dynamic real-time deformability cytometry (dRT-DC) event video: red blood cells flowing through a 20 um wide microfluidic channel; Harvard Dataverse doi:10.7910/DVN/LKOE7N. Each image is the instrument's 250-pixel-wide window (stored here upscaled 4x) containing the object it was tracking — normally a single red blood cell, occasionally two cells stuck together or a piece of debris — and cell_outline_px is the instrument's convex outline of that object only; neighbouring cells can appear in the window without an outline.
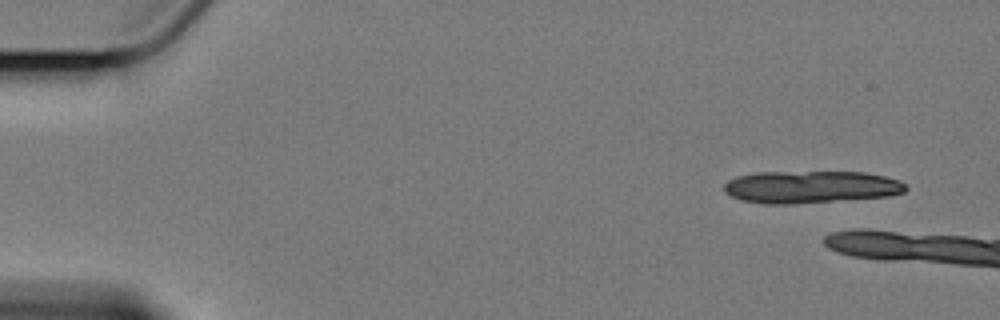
{"species": "Egyptian fruit bat (a non-hibernating species)", "species_latin": "Rousettus aegyptiacus", "temperature_condition": "cold", "stored_images_in_passage": 3, "camera_frame_rate_fps": 3000, "um_per_image_px": 0.085, "animal": {"sex": "female"}, "frame": {"image": 1, "passage_image": 1, "time_ms": 0.0, "image_size_px": [1000, 320], "cell_outline_px": [[908, 188], [904, 192], [888, 196], [796, 204], [764, 204], [744, 200], [732, 196], [724, 192], [724, 184], [728, 180], [736, 176], [756, 172], [864, 172], [884, 176], [900, 180]], "centroid_in_image_um": [68.9, 15.89], "position_along_channel_um": 16.1, "area_um2": 34.33}}